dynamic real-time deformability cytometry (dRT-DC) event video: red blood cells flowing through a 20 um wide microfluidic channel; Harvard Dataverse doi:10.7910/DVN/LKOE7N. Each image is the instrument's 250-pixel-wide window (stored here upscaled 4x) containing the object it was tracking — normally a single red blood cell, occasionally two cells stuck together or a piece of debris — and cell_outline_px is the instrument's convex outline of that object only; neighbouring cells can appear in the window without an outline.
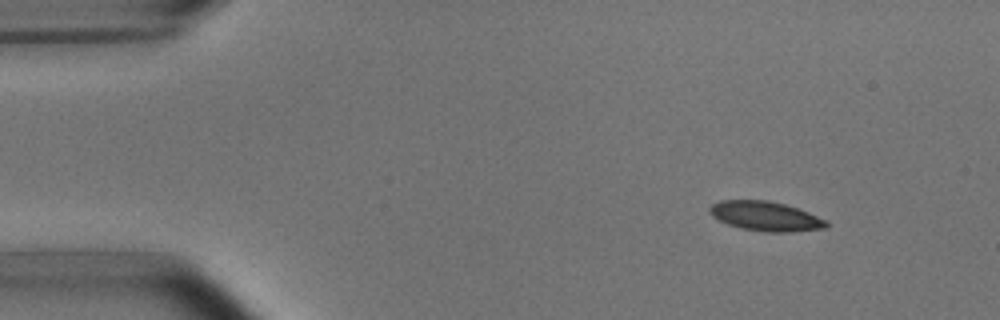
{"species": "common noctule bat (a hibernating species)", "species_latin": "Nyctalus noctula", "temperature_condition": "room temperature", "stored_images_in_passage": 4, "camera_frame_rate_fps": 3000, "um_per_image_px": 0.085, "animal": {"sex": "male", "body_mass_g": 15.6}, "frame": {"image": 1, "passage_image": 1, "time_ms": 0.0, "image_size_px": [1000, 320], "cell_outline_px": [[828, 228], [788, 232], [768, 232], [740, 228], [728, 224], [712, 216], [708, 212], [708, 208], [712, 204], [720, 200], [768, 200], [784, 204], [808, 212], [828, 220]], "centroid_in_image_um": [65.07, 18.37], "position_along_channel_um": 19.9, "area_um2": 20.11}}
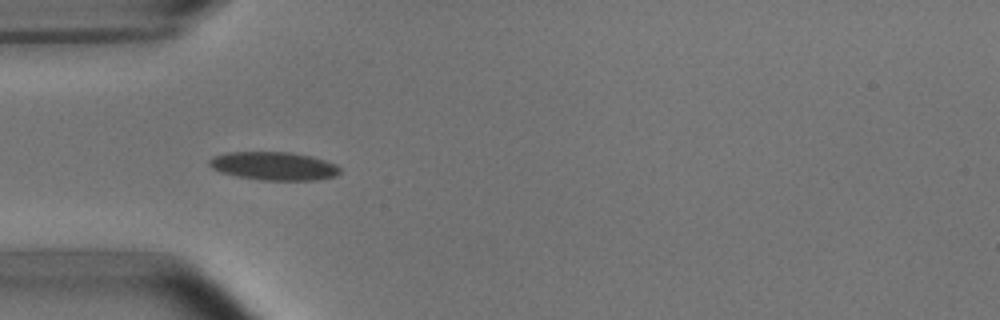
{"frame": {"image": 2, "passage_image": 3, "time_ms": 3.333, "image_size_px": [1000, 320], "cell_outline_px": [[344, 172], [336, 176], [316, 180], [264, 180], [236, 176], [220, 172], [212, 168], [208, 164], [208, 160], [212, 156], [228, 152], [292, 152], [312, 156], [336, 164]], "centroid_in_image_um": [23.3, 14.11], "position_along_channel_um": 61.7, "area_um2": 21.79}}